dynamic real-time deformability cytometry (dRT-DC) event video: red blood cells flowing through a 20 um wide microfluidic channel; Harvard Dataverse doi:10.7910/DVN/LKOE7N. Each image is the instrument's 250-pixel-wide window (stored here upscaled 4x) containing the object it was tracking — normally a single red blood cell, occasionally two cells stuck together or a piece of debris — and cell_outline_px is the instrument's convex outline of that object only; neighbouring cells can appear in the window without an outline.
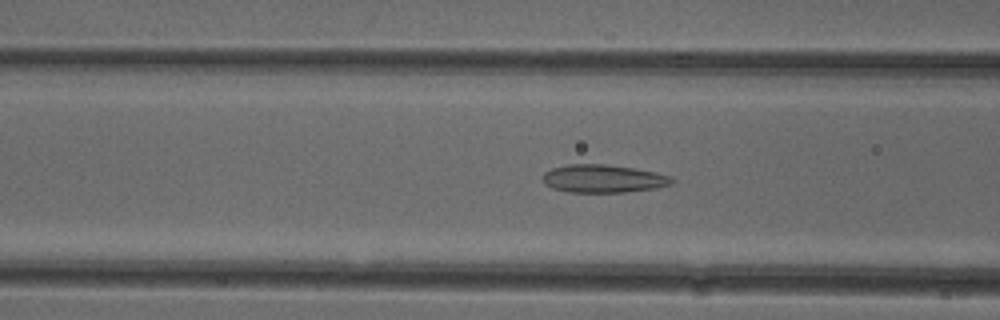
{"species": "common noctule bat (a hibernating species)", "species_latin": "Nyctalus noctula", "temperature_condition": "cold", "stored_images_in_passage": 46, "camera_frame_rate_fps": 3000, "um_per_image_px": 0.085, "animal": {"sex": "female"}, "frame": {"image": 1, "passage_image": 20, "time_ms": 6.333, "image_size_px": [1000, 320], "cell_outline_px": [[676, 180], [672, 184], [656, 188], [624, 192], [568, 192], [552, 188], [544, 184], [544, 172], [552, 168], [568, 164], [604, 164], [636, 168], [656, 172], [672, 176]], "centroid_in_image_um": [51.31, 15.18], "position_along_channel_um": 115.3, "area_um2": 21.21}}
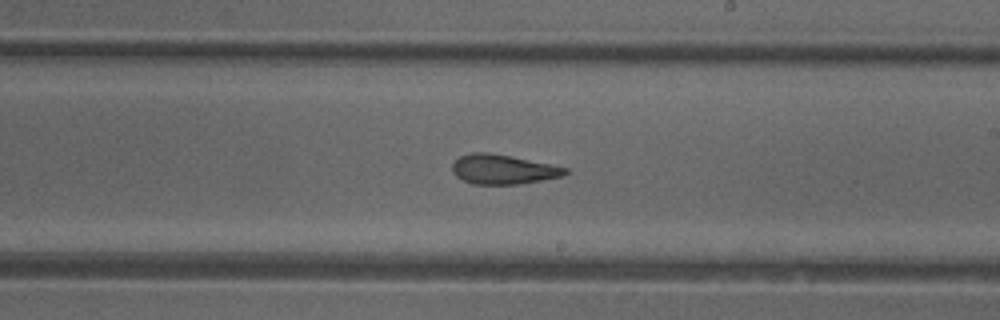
{"frame": {"image": 2, "passage_image": 30, "time_ms": 9.667, "image_size_px": [1000, 320], "cell_outline_px": [[568, 172], [564, 176], [520, 184], [472, 184], [456, 176], [452, 172], [452, 164], [460, 156], [472, 152], [488, 152], [512, 156], [552, 164], [568, 168]], "centroid_in_image_um": [42.78, 14.39], "position_along_channel_um": 246.2, "area_um2": 19.59}}
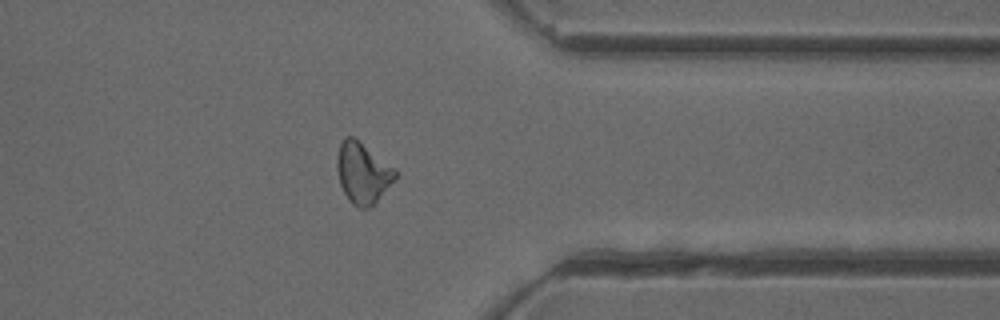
{"frame": {"image": 3, "passage_image": 41, "time_ms": 13.333, "image_size_px": [1000, 320], "cell_outline_px": [[396, 176], [376, 200], [368, 208], [360, 208], [352, 204], [348, 200], [340, 184], [336, 168], [336, 156], [340, 144], [344, 136], [352, 136], [396, 168]], "centroid_in_image_um": [30.78, 14.67], "position_along_channel_um": 380.6, "area_um2": 20.35}, "authors_computed_cell_mechanics": {"area_um2": 20.2878, "velocity_mm_per_s": 3.9216, "shape_relaxation_time_tau1_ms": null, "shape_relaxation_time_tau2_ms": 2.2999, "deformation_change_tau1": null, "deformation_change_tau2": 0.1094}}